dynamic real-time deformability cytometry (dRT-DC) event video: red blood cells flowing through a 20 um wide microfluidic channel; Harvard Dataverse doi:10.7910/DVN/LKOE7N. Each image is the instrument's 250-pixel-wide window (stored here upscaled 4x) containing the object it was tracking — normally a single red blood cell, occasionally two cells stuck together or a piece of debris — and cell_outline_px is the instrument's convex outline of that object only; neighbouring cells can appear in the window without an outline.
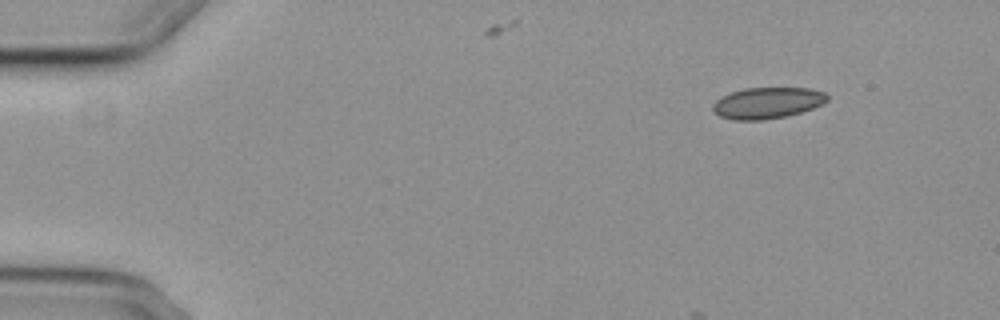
{"species": "common noctule bat (a hibernating species)", "species_latin": "Nyctalus noctula", "temperature_condition": "cold", "stored_images_in_passage": 4, "camera_frame_rate_fps": 3000, "um_per_image_px": 0.085, "animal": {"sex": "female", "body_mass_g": 29.2, "forearm_length_mm": 56.3}, "frame": {"image": 1, "passage_image": 1, "time_ms": 0.0, "image_size_px": [1000, 320], "cell_outline_px": [[828, 100], [824, 104], [800, 112], [784, 116], [764, 120], [732, 120], [720, 116], [712, 112], [712, 104], [716, 100], [732, 92], [744, 88], [808, 88], [824, 92], [828, 96]], "centroid_in_image_um": [65.21, 8.75], "position_along_channel_um": 19.8, "area_um2": 20.81}}
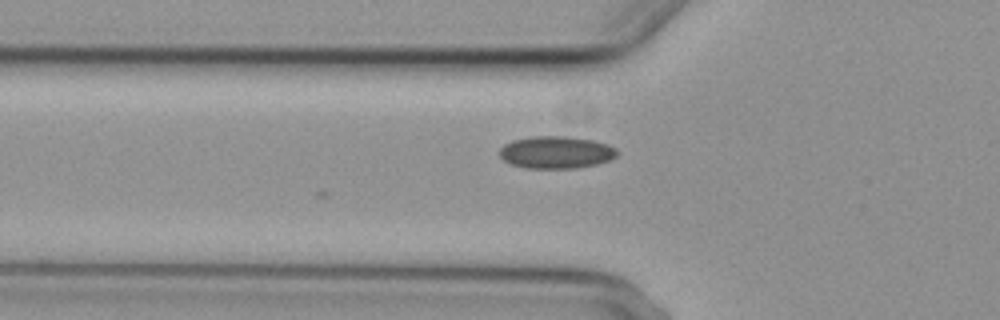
{"frame": {"image": 2, "passage_image": 4, "time_ms": 4.333, "image_size_px": [1000, 320], "cell_outline_px": [[620, 152], [616, 156], [608, 160], [596, 164], [576, 168], [524, 168], [512, 164], [504, 160], [496, 152], [504, 144], [512, 140], [536, 136], [564, 136], [592, 140], [608, 144], [616, 148]], "centroid_in_image_um": [47.25, 12.94], "position_along_channel_um": 78.5, "area_um2": 22.2}}